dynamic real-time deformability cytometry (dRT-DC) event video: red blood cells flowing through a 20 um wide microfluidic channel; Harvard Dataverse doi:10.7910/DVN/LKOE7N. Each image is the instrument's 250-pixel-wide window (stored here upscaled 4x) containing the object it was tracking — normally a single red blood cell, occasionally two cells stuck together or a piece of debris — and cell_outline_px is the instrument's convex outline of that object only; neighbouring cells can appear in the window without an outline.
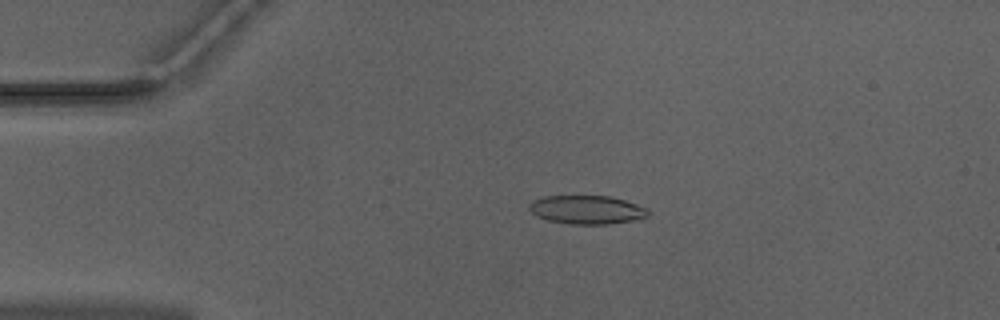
{"species": "Egyptian fruit bat (a non-hibernating species)", "species_latin": "Rousettus aegyptiacus", "temperature_condition": "warm", "stored_images_in_passage": 48, "camera_frame_rate_fps": 3000, "um_per_image_px": 0.085, "animal": {"sex": "male"}, "frame": {"image": 1, "passage_image": 8, "time_ms": 2.333, "image_size_px": [1000, 320], "cell_outline_px": [[652, 212], [648, 216], [632, 220], [608, 224], [568, 224], [548, 220], [536, 216], [528, 208], [528, 204], [544, 196], [608, 196], [624, 200], [648, 208]], "centroid_in_image_um": [49.89, 17.83], "position_along_channel_um": 35.1, "area_um2": 19.77}}
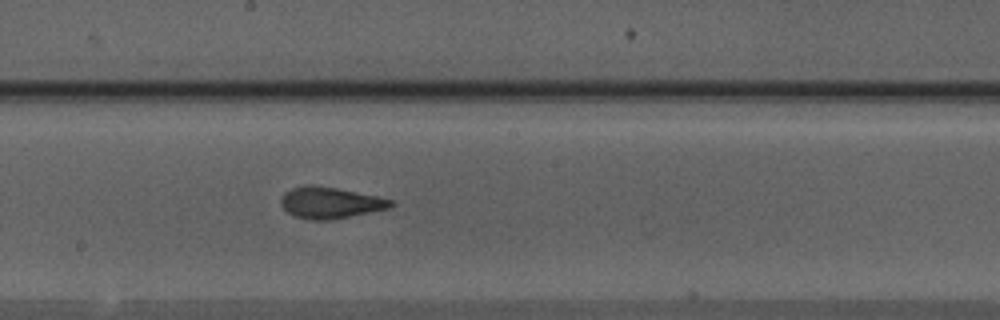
{"frame": {"image": 2, "passage_image": 25, "time_ms": 8.0, "image_size_px": [1000, 320], "cell_outline_px": [[396, 204], [392, 208], [328, 220], [312, 220], [296, 216], [288, 212], [280, 204], [280, 200], [284, 192], [292, 188], [304, 184], [312, 184], [336, 188], [396, 200]], "centroid_in_image_um": [28.1, 17.22], "position_along_channel_um": 220.1, "area_um2": 20.17}}
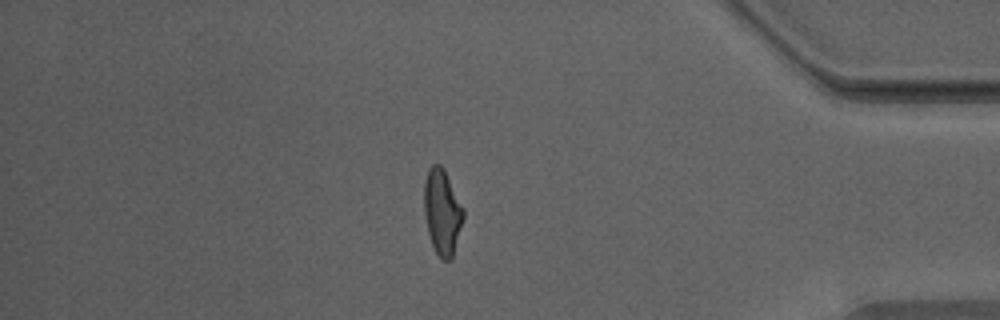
{"frame": {"image": 3, "passage_image": 41, "time_ms": 13.333, "image_size_px": [1000, 320], "cell_outline_px": [[464, 216], [452, 260], [440, 260], [432, 244], [428, 232], [424, 212], [424, 180], [428, 168], [432, 164], [440, 164], [444, 168], [464, 208]], "centroid_in_image_um": [37.59, 18.0], "position_along_channel_um": 397.6, "area_um2": 19.77}, "authors_computed_cell_mechanics": {"area_um2": 19.8254, "velocity_mm_per_s": 3.9847, "shape_relaxation_time_tau1_ms": 7.3903, "shape_relaxation_time_tau2_ms": 1.404, "deformation_change_tau1": 0.2215, "deformation_change_tau2": 0.0991}}